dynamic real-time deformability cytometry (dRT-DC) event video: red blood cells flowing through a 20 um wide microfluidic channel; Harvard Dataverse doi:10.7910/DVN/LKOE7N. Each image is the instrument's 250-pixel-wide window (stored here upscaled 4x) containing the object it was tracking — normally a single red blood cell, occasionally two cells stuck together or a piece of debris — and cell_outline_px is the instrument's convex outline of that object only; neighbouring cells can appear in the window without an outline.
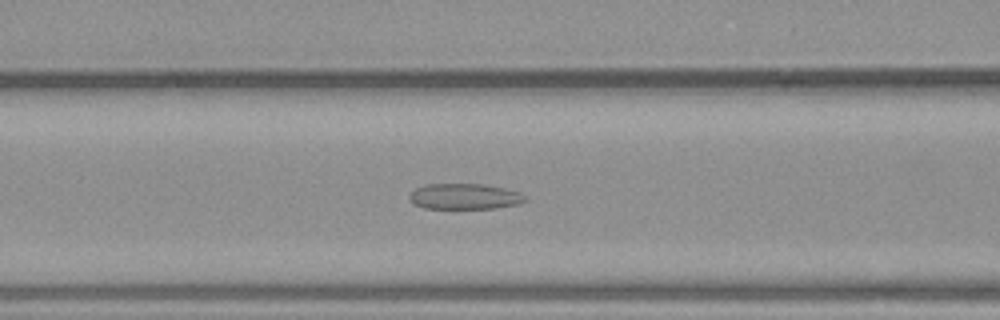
{"species": "common noctule bat (a hibernating species)", "species_latin": "Nyctalus noctula", "temperature_condition": "warm", "stored_images_in_passage": 44, "camera_frame_rate_fps": 3000, "um_per_image_px": 0.085, "animal": {"sex": "male", "body_mass_g": 23.1, "forearm_length_mm": 52.7}, "frame": {"image": 1, "passage_image": 18, "time_ms": 5.667, "image_size_px": [1000, 320], "cell_outline_px": [[528, 200], [520, 204], [496, 208], [424, 208], [416, 204], [408, 196], [416, 188], [424, 184], [484, 184], [504, 188], [520, 192]], "centroid_in_image_um": [39.54, 16.69], "position_along_channel_um": 127.1, "area_um2": 17.28}}
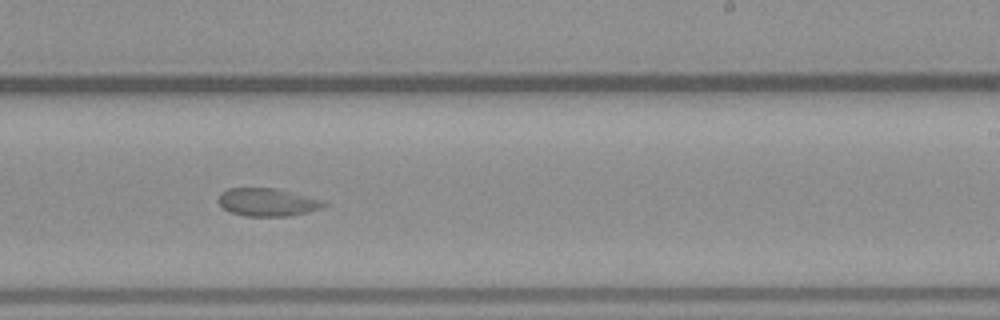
{"frame": {"image": 2, "passage_image": 27, "time_ms": 8.667, "image_size_px": [1000, 320], "cell_outline_px": [[328, 204], [320, 208], [292, 216], [244, 216], [228, 212], [216, 200], [220, 192], [228, 188], [276, 188], [328, 200]], "centroid_in_image_um": [22.75, 17.18], "position_along_channel_um": 266.3, "area_um2": 17.57}}
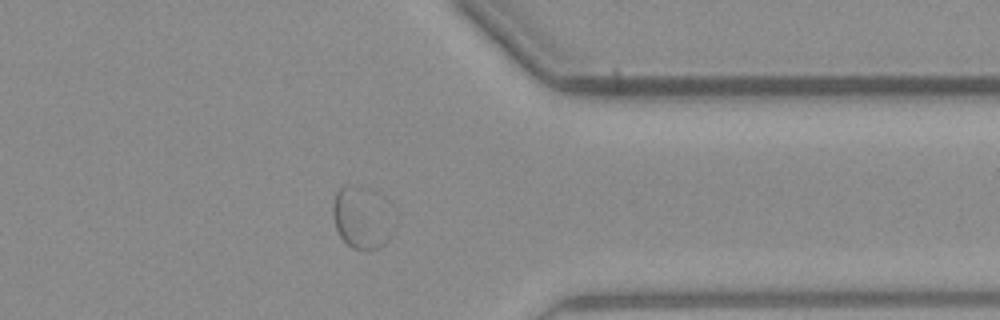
{"frame": {"image": 3, "passage_image": 35, "time_ms": 11.333, "image_size_px": [1000, 320], "cell_outline_px": [[396, 228], [388, 240], [384, 244], [376, 248], [352, 248], [340, 236], [336, 228], [332, 212], [332, 200], [336, 192], [344, 184], [352, 184], [364, 188]], "centroid_in_image_um": [30.61, 18.56], "position_along_channel_um": 380.8, "area_um2": 20.4}}